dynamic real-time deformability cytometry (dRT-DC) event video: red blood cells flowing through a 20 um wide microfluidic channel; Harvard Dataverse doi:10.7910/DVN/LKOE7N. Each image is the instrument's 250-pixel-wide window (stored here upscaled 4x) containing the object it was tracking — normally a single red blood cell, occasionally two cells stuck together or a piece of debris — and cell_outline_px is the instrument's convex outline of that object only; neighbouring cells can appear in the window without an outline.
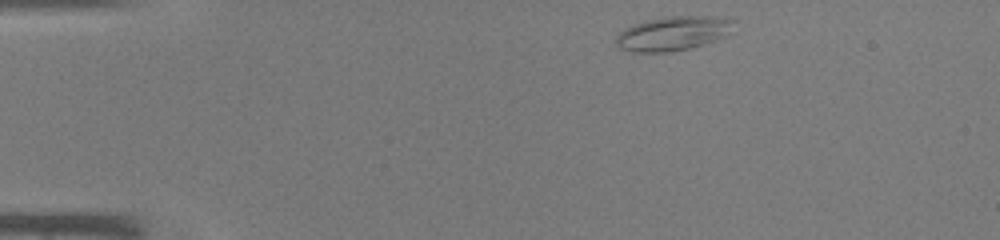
{"species": "common noctule bat (a hibernating species)", "species_latin": "Nyctalus noctula", "temperature_condition": "warm", "stored_images_in_passage": 38, "camera_frame_rate_fps": 3000, "um_per_image_px": 0.085, "animal": {"sex": "male", "body_mass_g": 19.0, "forearm_length_mm": 50.8}, "frame": {"image": 1, "passage_image": 1, "time_ms": 0.0, "image_size_px": [1000, 240], "cell_outline_px": [[736, 20], [732, 32], [728, 36], [716, 40], [688, 48], [672, 52], [628, 52], [620, 48], [616, 44], [616, 36], [624, 28], [632, 24], [644, 20], [664, 16], [724, 16]], "centroid_in_image_um": [57.24, 2.82], "position_along_channel_um": 27.8, "area_um2": 24.1}}
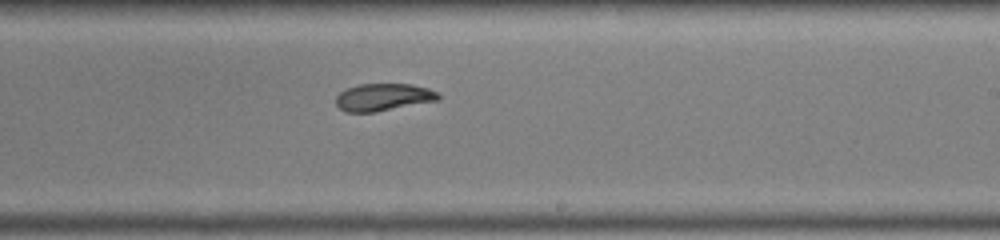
{"frame": {"image": 2, "passage_image": 21, "time_ms": 6.667, "image_size_px": [1000, 240], "cell_outline_px": [[440, 100], [376, 112], [344, 112], [336, 104], [336, 96], [340, 92], [348, 88], [360, 84], [412, 84], [428, 88], [440, 92]], "centroid_in_image_um": [32.62, 8.26], "position_along_channel_um": 256.4, "area_um2": 16.47}}
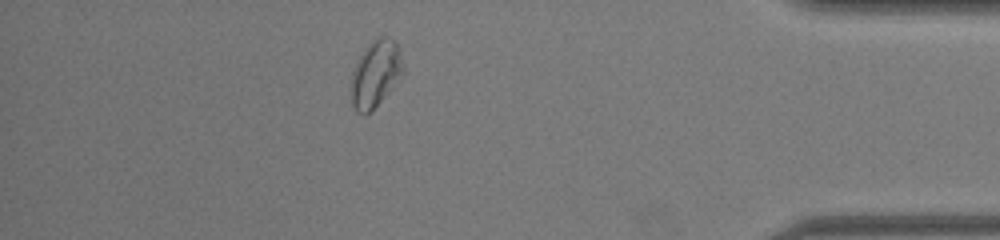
{"frame": {"image": 3, "passage_image": 33, "time_ms": 10.667, "image_size_px": [1000, 240], "cell_outline_px": [[404, 76], [372, 112], [364, 116], [356, 112], [352, 104], [352, 72], [356, 60], [364, 48], [372, 40], [380, 36], [388, 36], [396, 40], [404, 64]], "centroid_in_image_um": [31.96, 6.28], "position_along_channel_um": 403.2, "area_um2": 20.98}}